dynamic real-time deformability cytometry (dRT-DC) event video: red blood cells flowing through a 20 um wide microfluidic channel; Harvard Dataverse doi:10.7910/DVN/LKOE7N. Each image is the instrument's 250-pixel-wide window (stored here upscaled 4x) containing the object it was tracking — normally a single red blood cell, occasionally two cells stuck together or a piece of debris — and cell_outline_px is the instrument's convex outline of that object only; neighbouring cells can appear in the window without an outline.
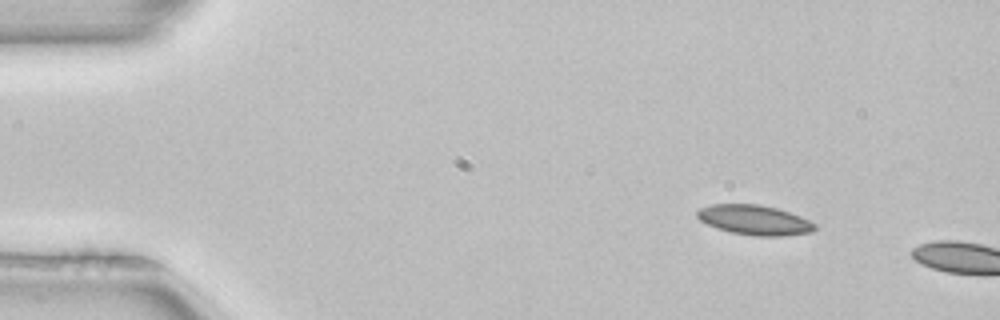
{"species": "common noctule bat (a hibernating species)", "species_latin": "Nyctalus noctula", "temperature_condition": "room temperature", "stored_images_in_passage": 2, "camera_frame_rate_fps": 3000, "um_per_image_px": 0.085, "animal": {"sex": "female", "body_mass_g": 22.7, "forearm_length_mm": 54.2}, "frame": {"image": 1, "passage_image": 1, "time_ms": 0.0, "image_size_px": [1000, 320], "cell_outline_px": [[816, 228], [812, 232], [780, 236], [756, 236], [732, 232], [716, 228], [700, 220], [696, 216], [696, 212], [700, 208], [712, 204], [760, 204], [776, 208], [800, 216], [816, 224]], "centroid_in_image_um": [64.12, 18.69], "position_along_channel_um": 20.9, "area_um2": 20.35}}